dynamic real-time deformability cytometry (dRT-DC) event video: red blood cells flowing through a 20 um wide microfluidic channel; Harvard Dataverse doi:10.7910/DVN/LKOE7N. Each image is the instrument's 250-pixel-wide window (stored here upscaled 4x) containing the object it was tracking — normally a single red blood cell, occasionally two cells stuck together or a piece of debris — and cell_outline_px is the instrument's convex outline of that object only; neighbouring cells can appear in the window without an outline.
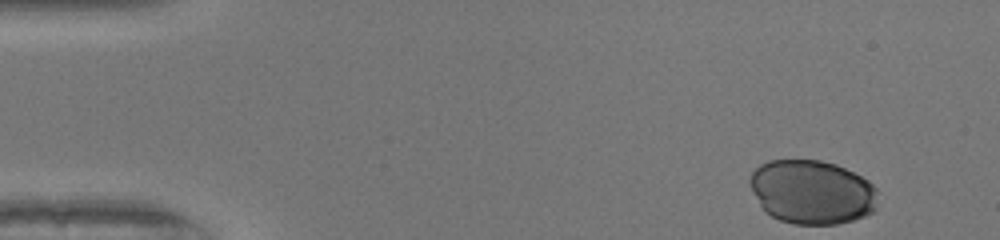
{"species": "human", "species_latin": "Homo sapiens", "temperature_condition": "warm", "stored_images_in_passage": 47, "camera_frame_rate_fps": 3000, "um_per_image_px": 0.085, "donor": {"sex": "female"}, "frame": {"image": 1, "passage_image": 1, "time_ms": 0.0, "image_size_px": [1000, 240], "cell_outline_px": [[880, 192], [876, 212], [852, 220], [836, 224], [792, 224], [780, 220], [772, 216], [760, 204], [748, 180], [752, 172], [760, 164], [768, 160], [820, 160], [836, 164], [868, 180]], "centroid_in_image_um": [69.07, 16.32], "position_along_channel_um": 15.9, "area_um2": 47.97}}
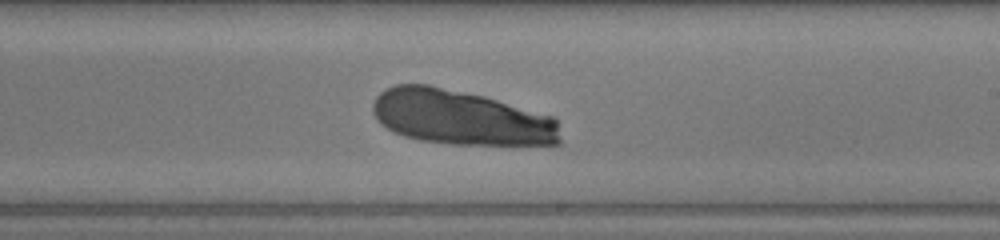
{"frame": {"image": 2, "passage_image": 27, "time_ms": 8.667, "image_size_px": [1000, 240], "cell_outline_px": [[560, 144], [448, 144], [420, 140], [404, 136], [380, 124], [376, 120], [372, 112], [372, 104], [376, 96], [380, 92], [396, 84], [428, 84], [484, 96], [552, 116], [556, 120], [560, 140]], "centroid_in_image_um": [39.11, 9.98], "position_along_channel_um": 249.9, "area_um2": 59.77}}
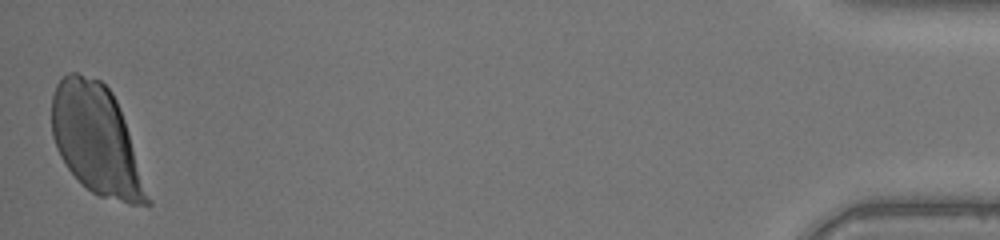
{"frame": {"image": 3, "passage_image": 47, "time_ms": 15.333, "image_size_px": [1000, 240], "cell_outline_px": [[152, 204], [128, 204], [100, 196], [92, 192], [68, 168], [60, 156], [56, 148], [52, 136], [52, 96], [56, 84], [68, 72], [76, 72], [100, 80], [112, 92], [120, 108], [152, 200]], "centroid_in_image_um": [8.2, 11.89], "position_along_channel_um": 427.0, "area_um2": 60.57}}